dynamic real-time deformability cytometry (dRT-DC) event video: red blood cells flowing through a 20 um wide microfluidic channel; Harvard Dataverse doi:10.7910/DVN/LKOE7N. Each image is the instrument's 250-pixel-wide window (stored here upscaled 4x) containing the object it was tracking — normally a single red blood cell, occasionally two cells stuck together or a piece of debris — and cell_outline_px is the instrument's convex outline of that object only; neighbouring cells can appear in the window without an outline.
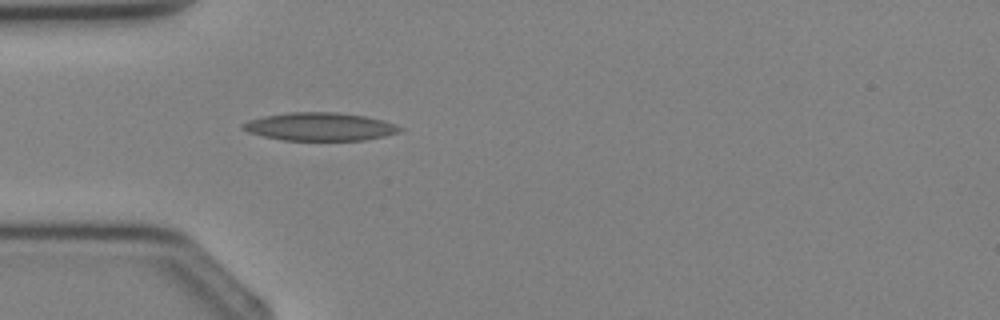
{"species": "Egyptian fruit bat (a non-hibernating species)", "species_latin": "Rousettus aegyptiacus", "temperature_condition": "cold", "stored_images_in_passage": 3, "camera_frame_rate_fps": 3000, "um_per_image_px": 0.085, "animal": {"sex": "female"}, "frame": {"image": 1, "passage_image": 3, "time_ms": 2.333, "image_size_px": [1000, 320], "cell_outline_px": [[404, 128], [396, 132], [384, 136], [364, 140], [284, 140], [264, 136], [248, 132], [240, 128], [240, 124], [248, 120], [264, 116], [288, 112], [336, 112], [364, 116], [384, 120], [396, 124]], "centroid_in_image_um": [27.16, 10.76], "position_along_channel_um": 57.8, "area_um2": 25.66}}